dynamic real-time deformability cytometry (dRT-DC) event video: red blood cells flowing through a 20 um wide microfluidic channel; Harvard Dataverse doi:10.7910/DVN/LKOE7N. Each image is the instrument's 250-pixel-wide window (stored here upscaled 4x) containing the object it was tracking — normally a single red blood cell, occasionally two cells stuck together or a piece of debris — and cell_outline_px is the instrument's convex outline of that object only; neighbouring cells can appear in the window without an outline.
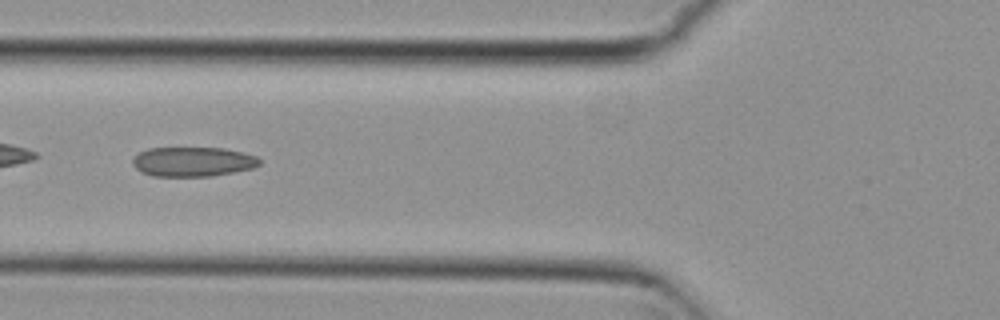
{"species": "common noctule bat (a hibernating species)", "species_latin": "Nyctalus noctula", "temperature_condition": "cold", "stored_images_in_passage": 7, "camera_frame_rate_fps": 3000, "um_per_image_px": 0.085, "animal": {"sex": "female", "body_mass_g": 29.2, "forearm_length_mm": 56.3}, "frame": {"image": 1, "passage_image": 5, "time_ms": 1.333, "image_size_px": [1000, 320], "cell_outline_px": [[260, 164], [252, 168], [212, 176], [152, 176], [140, 172], [132, 164], [132, 160], [140, 152], [148, 148], [224, 148], [256, 156], [260, 160]], "centroid_in_image_um": [16.36, 13.75], "position_along_channel_um": 109.4, "area_um2": 21.73}}
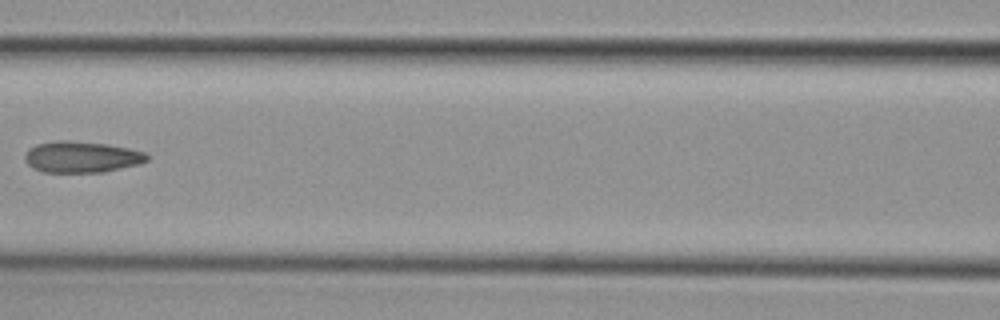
{"frame": {"image": 2, "passage_image": 6, "time_ms": 1.667, "image_size_px": [1000, 320], "cell_outline_px": [[148, 160], [140, 164], [104, 172], [40, 172], [32, 168], [24, 160], [24, 156], [28, 148], [36, 144], [56, 140], [68, 140], [108, 144], [128, 148], [144, 152], [148, 156]], "centroid_in_image_um": [6.9, 13.34], "position_along_channel_um": 159.7, "area_um2": 22.48}}
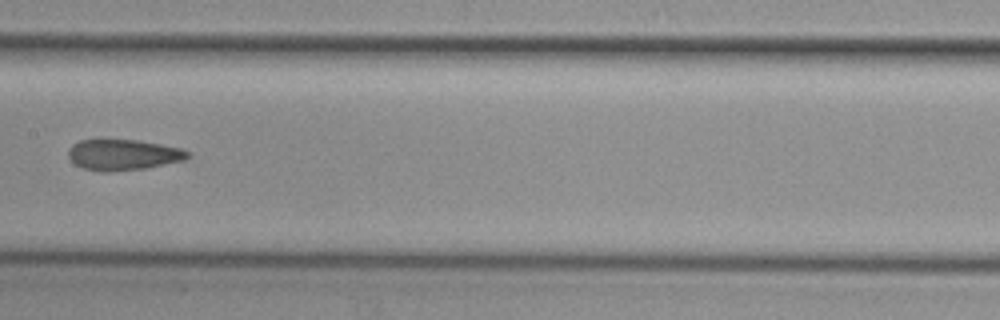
{"frame": {"image": 3, "passage_image": 7, "time_ms": 2.0, "image_size_px": [1000, 320], "cell_outline_px": [[188, 156], [184, 160], [144, 168], [108, 172], [100, 172], [84, 168], [76, 164], [68, 156], [68, 148], [72, 144], [80, 140], [100, 136], [136, 140], [160, 144], [180, 148], [188, 152]], "centroid_in_image_um": [10.37, 13.1], "position_along_channel_um": 197.0, "area_um2": 21.96}}